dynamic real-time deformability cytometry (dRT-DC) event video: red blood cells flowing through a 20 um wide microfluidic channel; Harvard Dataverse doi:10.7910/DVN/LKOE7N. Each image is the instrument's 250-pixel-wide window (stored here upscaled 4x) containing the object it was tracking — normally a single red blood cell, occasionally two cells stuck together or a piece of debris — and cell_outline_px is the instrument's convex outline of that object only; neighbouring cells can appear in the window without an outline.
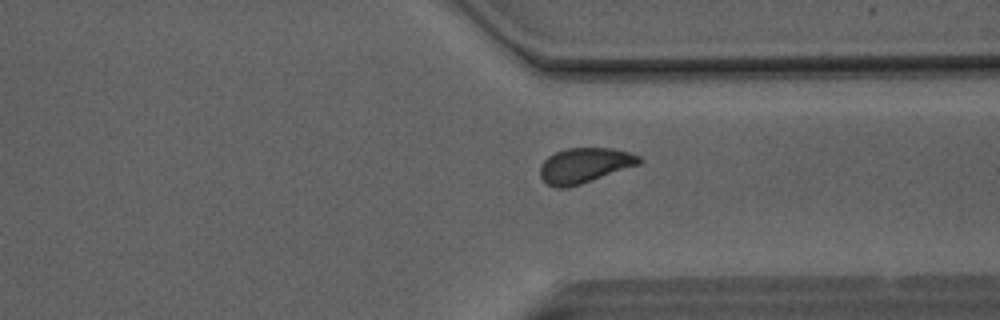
{"species": "Egyptian fruit bat (a non-hibernating species)", "species_latin": "Rousettus aegyptiacus", "temperature_condition": "room temperature", "stored_images_in_passage": 51, "segment_of_instrument_passage": [1, 2], "camera_frame_rate_fps": 3000, "um_per_image_px": 0.085, "animal": {"sex": "male"}, "frame": {"image": 1, "passage_image": 38, "time_ms": 12.333, "image_size_px": [1000, 320], "cell_outline_px": [[644, 160], [640, 164], [580, 184], [564, 188], [556, 188], [548, 184], [540, 176], [540, 164], [548, 156], [556, 152], [568, 148], [612, 148], [628, 152], [640, 156]], "centroid_in_image_um": [49.69, 14.05], "position_along_channel_um": 361.7, "area_um2": 20.17}}
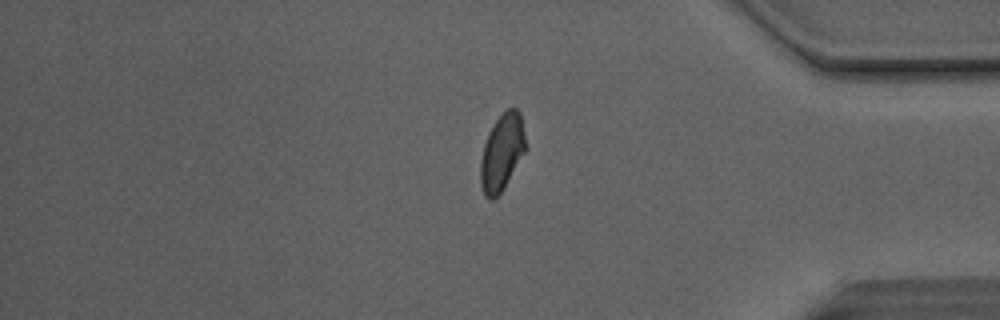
{"frame": {"image": 2, "passage_image": 42, "time_ms": 13.667, "image_size_px": [1000, 320], "cell_outline_px": [[528, 148], [500, 192], [492, 200], [488, 200], [484, 196], [480, 184], [480, 160], [484, 144], [488, 132], [504, 108], [516, 108], [520, 112]], "centroid_in_image_um": [42.67, 12.91], "position_along_channel_um": 392.5, "area_um2": 20.4}}
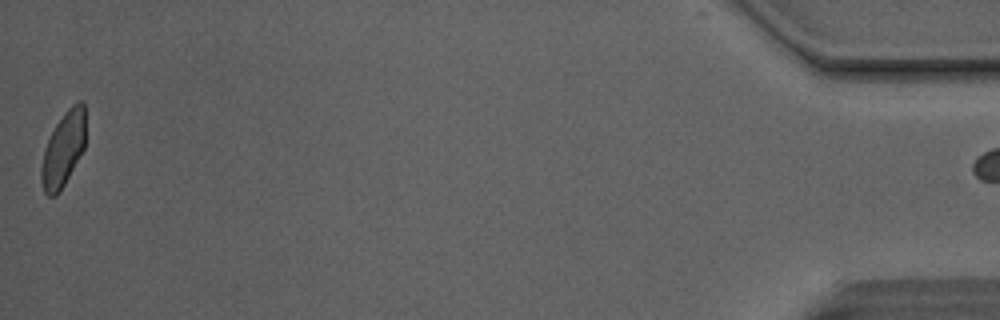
{"frame": {"image": 3, "passage_image": 50, "time_ms": 16.333, "image_size_px": [1000, 320], "cell_outline_px": [[84, 148], [60, 192], [56, 196], [48, 196], [44, 192], [40, 176], [40, 168], [44, 152], [48, 140], [56, 124], [64, 112], [72, 104], [80, 100], [84, 104]], "centroid_in_image_um": [5.36, 12.7], "position_along_channel_um": 429.8, "area_um2": 18.96}}